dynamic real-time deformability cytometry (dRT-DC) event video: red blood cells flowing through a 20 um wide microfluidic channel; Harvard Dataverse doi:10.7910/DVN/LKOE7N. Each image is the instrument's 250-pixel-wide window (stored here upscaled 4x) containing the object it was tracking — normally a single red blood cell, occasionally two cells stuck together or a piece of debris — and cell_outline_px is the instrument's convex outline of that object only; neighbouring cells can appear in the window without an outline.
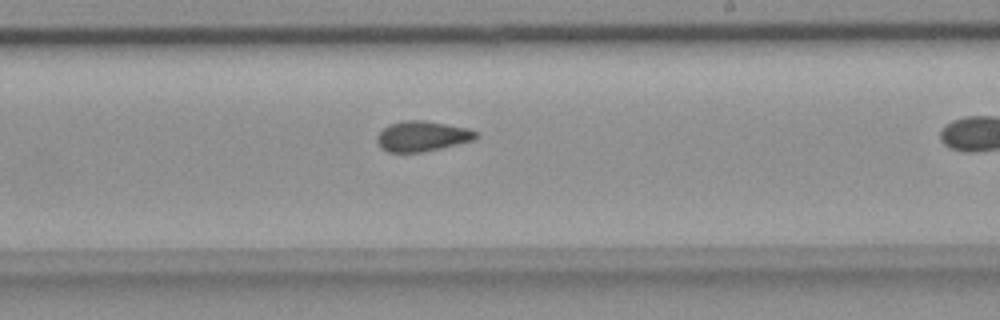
{"species": "common noctule bat (a hibernating species)", "species_latin": "Nyctalus noctula", "temperature_condition": "room temperature", "stored_images_in_passage": 40, "camera_frame_rate_fps": 3000, "um_per_image_px": 0.085, "animal": {"sex": "female", "body_mass_g": 18.4}, "frame": {"image": 1, "passage_image": 29, "time_ms": 9.333, "image_size_px": [1000, 320], "cell_outline_px": [[480, 136], [476, 140], [440, 148], [420, 152], [388, 152], [380, 148], [376, 140], [376, 136], [388, 124], [404, 120], [424, 120], [468, 128], [476, 132]], "centroid_in_image_um": [35.88, 11.57], "position_along_channel_um": 253.1, "area_um2": 17.57}}